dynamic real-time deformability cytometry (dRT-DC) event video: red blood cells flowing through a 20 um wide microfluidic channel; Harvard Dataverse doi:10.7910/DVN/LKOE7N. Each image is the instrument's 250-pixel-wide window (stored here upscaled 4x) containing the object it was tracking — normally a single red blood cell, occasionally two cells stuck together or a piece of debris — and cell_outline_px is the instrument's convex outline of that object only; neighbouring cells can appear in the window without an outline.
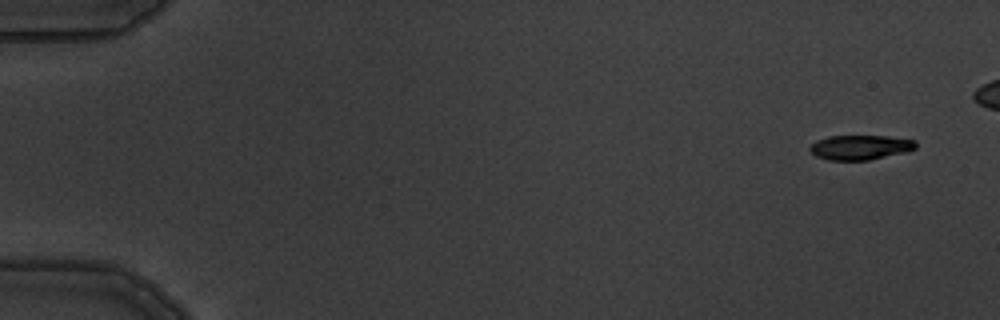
{"species": "common noctule bat (a hibernating species)", "species_latin": "Nyctalus noctula", "temperature_condition": "warm", "stored_images_in_passage": 7, "camera_frame_rate_fps": 3000, "um_per_image_px": 0.085, "animal": {"sex": "male", "body_mass_g": 19.5, "forearm_length_mm": 54.6}, "frame": {"image": 1, "passage_image": 2, "time_ms": 1.0, "image_size_px": [1000, 320], "cell_outline_px": [[916, 148], [908, 152], [868, 160], [828, 160], [816, 156], [808, 148], [816, 140], [828, 136], [888, 136], [916, 140]], "centroid_in_image_um": [73.14, 12.52], "position_along_channel_um": 11.9, "area_um2": 15.32}}
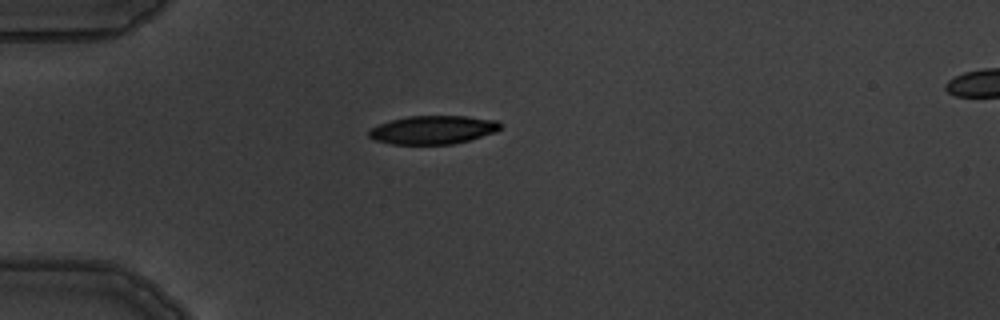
{"frame": {"image": 2, "passage_image": 7, "time_ms": 7.667, "image_size_px": [1000, 320], "cell_outline_px": [[500, 128], [496, 132], [468, 140], [452, 144], [392, 144], [372, 140], [368, 136], [368, 132], [372, 128], [380, 124], [392, 120], [408, 116], [468, 116], [496, 120], [500, 124]], "centroid_in_image_um": [36.79, 11.04], "position_along_channel_um": 48.2, "area_um2": 21.68}}